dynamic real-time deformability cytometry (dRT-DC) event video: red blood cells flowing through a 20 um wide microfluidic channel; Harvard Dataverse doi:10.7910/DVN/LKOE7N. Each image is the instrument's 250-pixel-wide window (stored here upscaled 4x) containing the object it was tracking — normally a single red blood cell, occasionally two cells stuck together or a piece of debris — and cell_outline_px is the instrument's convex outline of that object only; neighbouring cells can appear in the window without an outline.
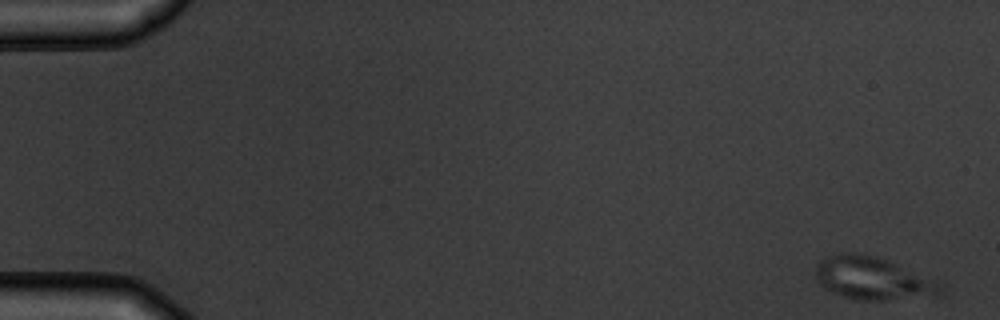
{"species": "common noctule bat (a hibernating species)", "species_latin": "Nyctalus noctula", "temperature_condition": "warm", "stored_images_in_passage": 7, "camera_frame_rate_fps": 3000, "um_per_image_px": 0.085, "animal": {"sex": "male", "body_mass_g": 19.5, "forearm_length_mm": 54.6}, "frame": {"image": 1, "passage_image": 1, "time_ms": 0.0, "image_size_px": [1000, 320], "cell_outline_px": [[944, 296], [884, 300], [856, 300], [832, 292], [824, 288], [816, 280], [816, 264], [824, 256], [840, 252], [852, 252], [876, 256], [944, 284]], "centroid_in_image_um": [74.2, 23.67], "position_along_channel_um": 10.8, "area_um2": 31.44}}